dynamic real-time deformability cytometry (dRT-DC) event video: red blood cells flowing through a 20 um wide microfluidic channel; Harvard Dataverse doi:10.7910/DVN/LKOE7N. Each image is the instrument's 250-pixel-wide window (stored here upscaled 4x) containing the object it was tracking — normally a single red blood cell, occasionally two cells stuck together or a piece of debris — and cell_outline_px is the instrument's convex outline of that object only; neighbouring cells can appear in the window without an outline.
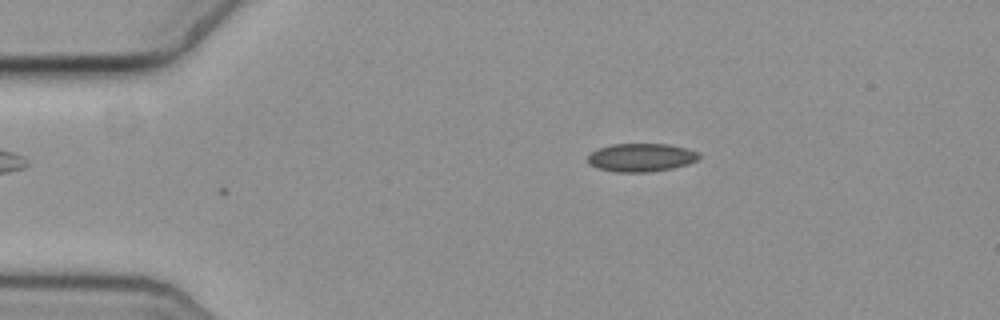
{"species": "common noctule bat (a hibernating species)", "species_latin": "Nyctalus noctula", "temperature_condition": "cold", "stored_images_in_passage": 4, "camera_frame_rate_fps": 3000, "um_per_image_px": 0.085, "animal": {"sex": "female", "body_mass_g": 19.3, "forearm_length_mm": 54.1}, "frame": {"image": 1, "passage_image": 4, "time_ms": 1.0, "image_size_px": [1000, 320], "cell_outline_px": [[700, 156], [696, 160], [688, 164], [672, 168], [648, 172], [616, 172], [596, 168], [588, 164], [588, 156], [592, 152], [600, 148], [612, 144], [668, 144], [688, 148], [700, 152]], "centroid_in_image_um": [54.51, 13.39], "position_along_channel_um": 30.5, "area_um2": 18.38}}